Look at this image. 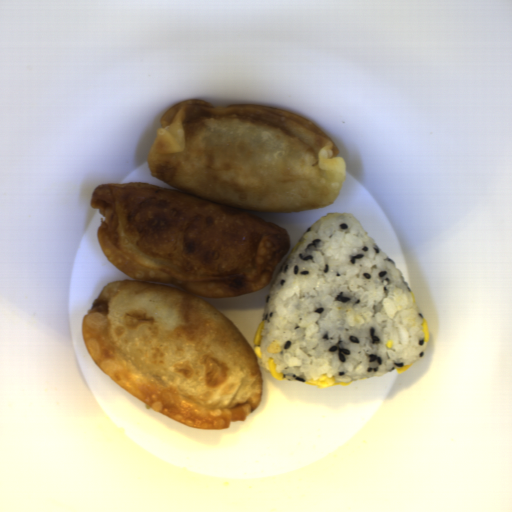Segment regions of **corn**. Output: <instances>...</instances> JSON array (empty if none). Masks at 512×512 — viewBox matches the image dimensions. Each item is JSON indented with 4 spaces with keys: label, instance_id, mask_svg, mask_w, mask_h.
Returning <instances> with one entry per match:
<instances>
[{
    "label": "corn",
    "instance_id": "1",
    "mask_svg": "<svg viewBox=\"0 0 512 512\" xmlns=\"http://www.w3.org/2000/svg\"><path fill=\"white\" fill-rule=\"evenodd\" d=\"M306 385H310L313 387H317L320 389H325L330 386H349L352 384L351 382H336V376L328 377L327 373L321 374L318 379H312L305 383Z\"/></svg>",
    "mask_w": 512,
    "mask_h": 512
},
{
    "label": "corn",
    "instance_id": "2",
    "mask_svg": "<svg viewBox=\"0 0 512 512\" xmlns=\"http://www.w3.org/2000/svg\"><path fill=\"white\" fill-rule=\"evenodd\" d=\"M265 327V321L262 320L261 322H259L257 328H256V331H255V335H254V339H253V343H254V352L255 354L257 355L258 359H262L263 357V354H262V349L260 347V344H261V340H262V331Z\"/></svg>",
    "mask_w": 512,
    "mask_h": 512
},
{
    "label": "corn",
    "instance_id": "3",
    "mask_svg": "<svg viewBox=\"0 0 512 512\" xmlns=\"http://www.w3.org/2000/svg\"><path fill=\"white\" fill-rule=\"evenodd\" d=\"M266 363H267L268 369L270 371V375L273 378H275L276 380L283 381L285 376H284V374L282 372L281 373L277 372V370H276V363H275L274 357L268 358Z\"/></svg>",
    "mask_w": 512,
    "mask_h": 512
},
{
    "label": "corn",
    "instance_id": "4",
    "mask_svg": "<svg viewBox=\"0 0 512 512\" xmlns=\"http://www.w3.org/2000/svg\"><path fill=\"white\" fill-rule=\"evenodd\" d=\"M421 329H422V332H423V340H424V342L427 343L429 338H430V336H429L428 326H427V322H426L425 318H423V320H422Z\"/></svg>",
    "mask_w": 512,
    "mask_h": 512
},
{
    "label": "corn",
    "instance_id": "5",
    "mask_svg": "<svg viewBox=\"0 0 512 512\" xmlns=\"http://www.w3.org/2000/svg\"><path fill=\"white\" fill-rule=\"evenodd\" d=\"M413 364H414V363H413ZM413 364L406 365L405 367L395 368V369H396L397 374L404 373V372H405V371H407L409 368H411V367L413 366Z\"/></svg>",
    "mask_w": 512,
    "mask_h": 512
},
{
    "label": "corn",
    "instance_id": "6",
    "mask_svg": "<svg viewBox=\"0 0 512 512\" xmlns=\"http://www.w3.org/2000/svg\"><path fill=\"white\" fill-rule=\"evenodd\" d=\"M386 346H387V348H389V349H390V348H392V346H393V341H392V340H391V341H388V342L386 343Z\"/></svg>",
    "mask_w": 512,
    "mask_h": 512
}]
</instances>
